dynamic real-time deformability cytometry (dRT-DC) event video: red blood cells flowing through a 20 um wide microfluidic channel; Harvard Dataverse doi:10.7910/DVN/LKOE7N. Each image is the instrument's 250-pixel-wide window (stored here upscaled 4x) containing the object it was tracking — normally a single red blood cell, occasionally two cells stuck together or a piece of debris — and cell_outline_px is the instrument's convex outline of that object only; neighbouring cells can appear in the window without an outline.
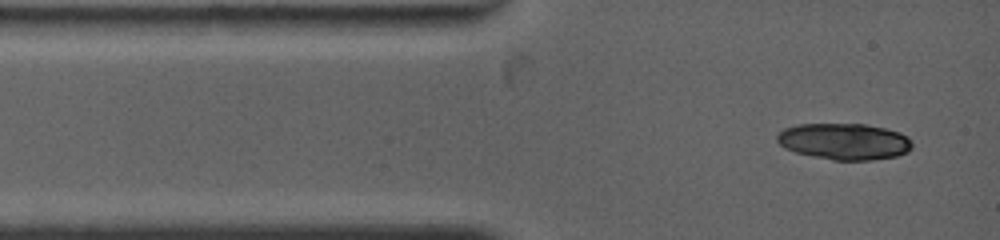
{"species": "common noctule bat (a hibernating species)", "species_latin": "Nyctalus noctula", "temperature_condition": "warm", "stored_images_in_passage": 2, "camera_frame_rate_fps": 4500, "um_per_image_px": 0.085, "animal": {"sex": "female", "body_mass_g": 19.0, "forearm_length_mm": 53.3}, "frame": {"image": 1, "passage_image": 1, "time_ms": 0.0, "image_size_px": [1000, 240], "cell_outline_px": [[912, 148], [908, 152], [896, 156], [872, 160], [832, 160], [796, 152], [784, 148], [776, 140], [776, 136], [784, 128], [796, 124], [864, 124], [884, 128], [900, 132], [908, 136], [912, 140]], "centroid_in_image_um": [71.78, 12.02], "position_along_channel_um": 13.2, "area_um2": 28.78}}